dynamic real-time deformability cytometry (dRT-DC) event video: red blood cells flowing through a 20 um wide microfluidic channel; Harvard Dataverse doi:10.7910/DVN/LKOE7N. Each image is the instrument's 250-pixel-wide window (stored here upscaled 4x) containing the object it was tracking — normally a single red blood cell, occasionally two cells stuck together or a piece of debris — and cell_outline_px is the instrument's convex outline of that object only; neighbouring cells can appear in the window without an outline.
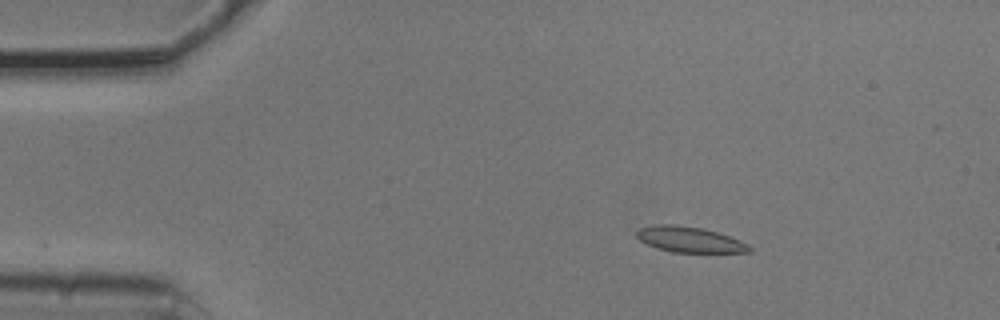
{"species": "common noctule bat (a hibernating species)", "species_latin": "Nyctalus noctula", "temperature_condition": "cold", "stored_images_in_passage": 3, "camera_frame_rate_fps": 3000, "um_per_image_px": 0.085, "animal": {"sex": "male", "body_mass_g": 20.5, "forearm_length_mm": 52.5}, "frame": {"image": 1, "passage_image": 2, "time_ms": 0.333, "image_size_px": [1000, 320], "cell_outline_px": [[752, 252], [672, 252], [656, 248], [640, 240], [636, 236], [636, 232], [640, 228], [652, 224], [676, 224], [700, 228], [716, 232], [740, 240], [748, 244], [752, 248]], "centroid_in_image_um": [58.59, 20.35], "position_along_channel_um": 26.4, "area_um2": 16.76}}